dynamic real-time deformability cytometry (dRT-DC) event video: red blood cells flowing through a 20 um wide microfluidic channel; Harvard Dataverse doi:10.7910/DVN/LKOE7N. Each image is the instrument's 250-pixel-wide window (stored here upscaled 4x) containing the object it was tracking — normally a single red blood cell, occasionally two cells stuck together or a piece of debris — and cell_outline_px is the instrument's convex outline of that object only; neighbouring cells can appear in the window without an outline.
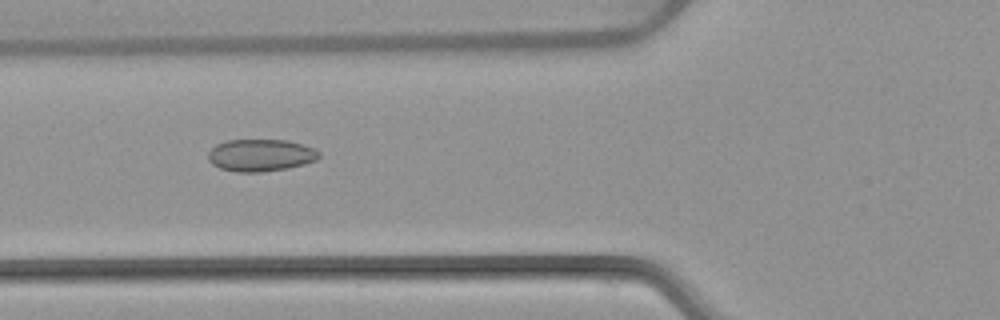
{"species": "common noctule bat (a hibernating species)", "species_latin": "Nyctalus noctula", "temperature_condition": "warm", "stored_images_in_passage": 53, "camera_frame_rate_fps": 3000, "um_per_image_px": 0.085, "animal": {"sex": "female", "body_mass_g": 22.7, "forearm_length_mm": 54.2}, "frame": {"image": 1, "passage_image": 20, "time_ms": 6.333, "image_size_px": [1000, 320], "cell_outline_px": [[320, 156], [316, 160], [304, 164], [288, 168], [260, 172], [236, 172], [220, 168], [212, 164], [208, 160], [208, 152], [216, 144], [228, 140], [288, 140], [304, 144], [316, 148], [320, 152]], "centroid_in_image_um": [22.17, 13.19], "position_along_channel_um": 103.6, "area_um2": 20.98}}
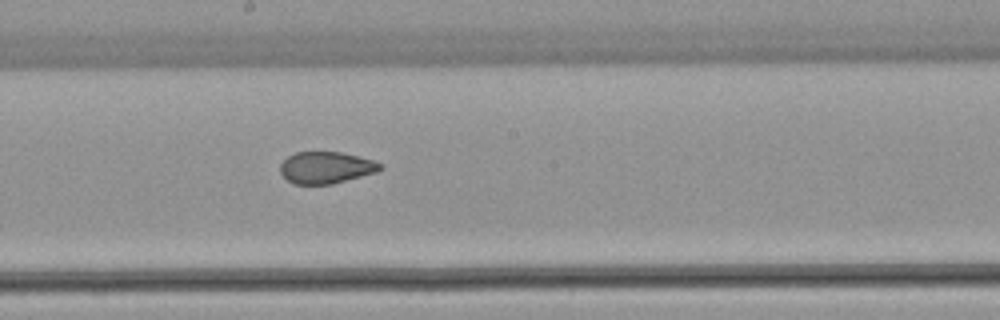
{"frame": {"image": 2, "passage_image": 29, "time_ms": 9.333, "image_size_px": [1000, 320], "cell_outline_px": [[384, 168], [376, 172], [332, 184], [292, 184], [280, 172], [280, 164], [288, 156], [296, 152], [340, 152], [372, 160], [384, 164]], "centroid_in_image_um": [27.71, 14.25], "position_along_channel_um": 220.5, "area_um2": 18.44}}
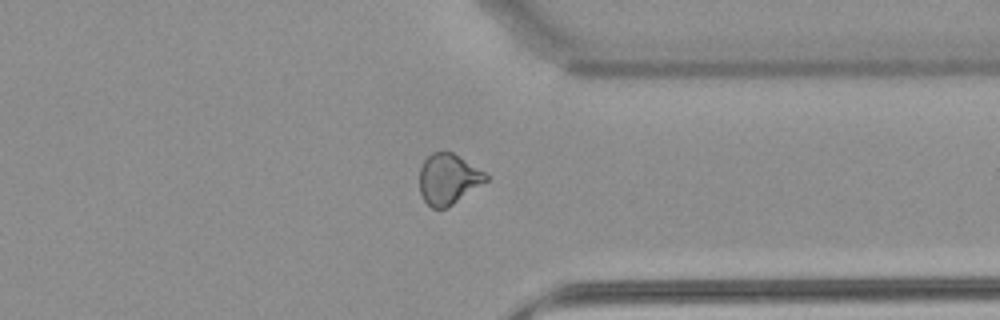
{"frame": {"image": 3, "passage_image": 41, "time_ms": 13.333, "image_size_px": [1000, 320], "cell_outline_px": [[488, 180], [448, 208], [432, 208], [424, 200], [420, 192], [420, 168], [424, 160], [432, 152], [452, 152], [484, 172], [488, 176]], "centroid_in_image_um": [38.09, 15.23], "position_along_channel_um": 373.3, "area_um2": 19.36}, "authors_computed_cell_mechanics": {"area_um2": 20.9814, "velocity_mm_per_s": 3.8879, "shape_relaxation_time_tau1_ms": null, "shape_relaxation_time_tau2_ms": 1.5692, "deformation_change_tau1": null, "deformation_change_tau2": 0.0721}}